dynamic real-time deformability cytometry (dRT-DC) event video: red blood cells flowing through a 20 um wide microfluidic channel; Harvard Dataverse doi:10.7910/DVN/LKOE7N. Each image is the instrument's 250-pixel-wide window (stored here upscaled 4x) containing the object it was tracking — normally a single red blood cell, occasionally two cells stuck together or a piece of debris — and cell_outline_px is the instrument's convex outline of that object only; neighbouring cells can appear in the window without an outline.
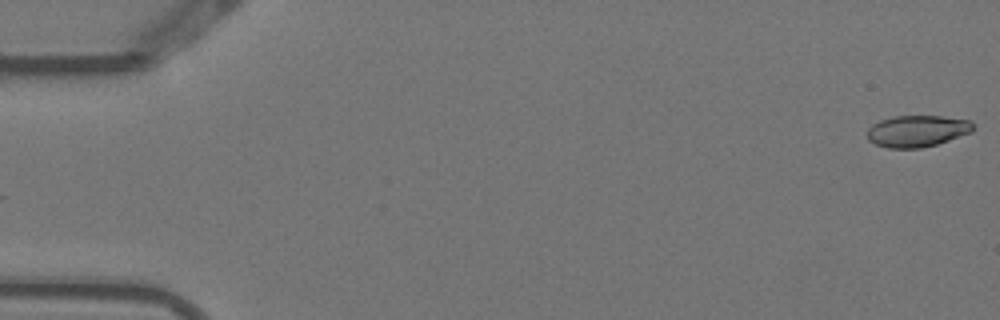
{"species": "Egyptian fruit bat (a non-hibernating species)", "species_latin": "Rousettus aegyptiacus", "temperature_condition": "warm", "stored_images_in_passage": 5, "camera_frame_rate_fps": 3000, "um_per_image_px": 0.085, "animal": {"sex": "female"}, "frame": {"image": 1, "passage_image": 1, "time_ms": 0.0, "image_size_px": [1000, 320], "cell_outline_px": [[972, 132], [936, 144], [920, 148], [888, 148], [876, 144], [868, 140], [868, 128], [872, 124], [880, 120], [892, 116], [940, 116], [972, 120]], "centroid_in_image_um": [77.94, 11.13], "position_along_channel_um": 7.1, "area_um2": 19.42}}
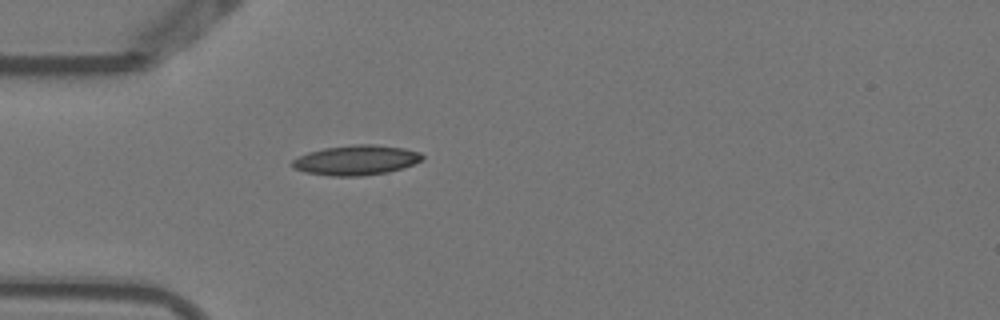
{"frame": {"image": 2, "passage_image": 5, "time_ms": 1.333, "image_size_px": [1000, 320], "cell_outline_px": [[424, 156], [420, 160], [404, 168], [388, 172], [360, 176], [332, 176], [304, 172], [292, 168], [288, 164], [292, 160], [308, 152], [324, 148], [352, 144], [372, 144], [404, 148], [420, 152]], "centroid_in_image_um": [30.23, 13.61], "position_along_channel_um": 54.8, "area_um2": 22.77}}